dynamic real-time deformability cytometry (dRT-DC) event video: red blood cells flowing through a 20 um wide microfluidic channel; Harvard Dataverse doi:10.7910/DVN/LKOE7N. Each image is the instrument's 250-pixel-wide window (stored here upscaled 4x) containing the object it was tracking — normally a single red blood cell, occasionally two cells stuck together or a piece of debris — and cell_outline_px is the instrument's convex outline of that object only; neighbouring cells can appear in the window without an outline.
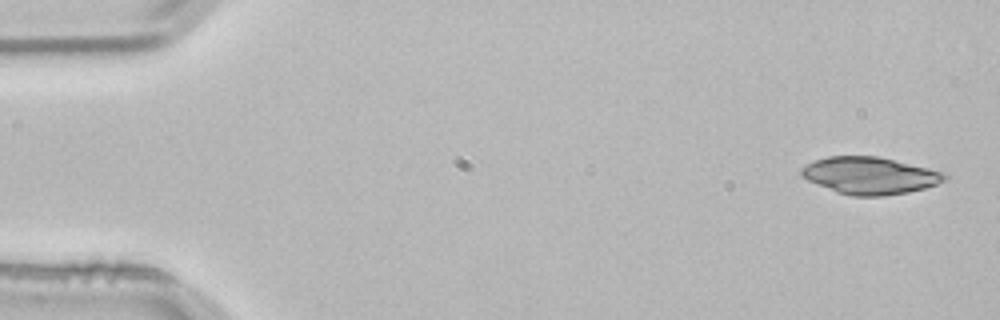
{"species": "common noctule bat (a hibernating species)", "species_latin": "Nyctalus noctula", "temperature_condition": "room temperature", "stored_images_in_passage": 5, "camera_frame_rate_fps": 3000, "um_per_image_px": 0.085, "animal": {"sex": "male", "body_mass_g": 21.5, "forearm_length_mm": 52.0}, "frame": {"image": 1, "passage_image": 1, "time_ms": 0.0, "image_size_px": [1000, 320], "cell_outline_px": [[948, 176], [944, 180], [936, 184], [924, 188], [908, 192], [884, 196], [852, 196], [836, 192], [816, 184], [800, 176], [800, 168], [816, 160], [828, 156], [876, 156], [928, 168], [944, 172]], "centroid_in_image_um": [73.9, 14.93], "position_along_channel_um": 11.1, "area_um2": 30.81}}